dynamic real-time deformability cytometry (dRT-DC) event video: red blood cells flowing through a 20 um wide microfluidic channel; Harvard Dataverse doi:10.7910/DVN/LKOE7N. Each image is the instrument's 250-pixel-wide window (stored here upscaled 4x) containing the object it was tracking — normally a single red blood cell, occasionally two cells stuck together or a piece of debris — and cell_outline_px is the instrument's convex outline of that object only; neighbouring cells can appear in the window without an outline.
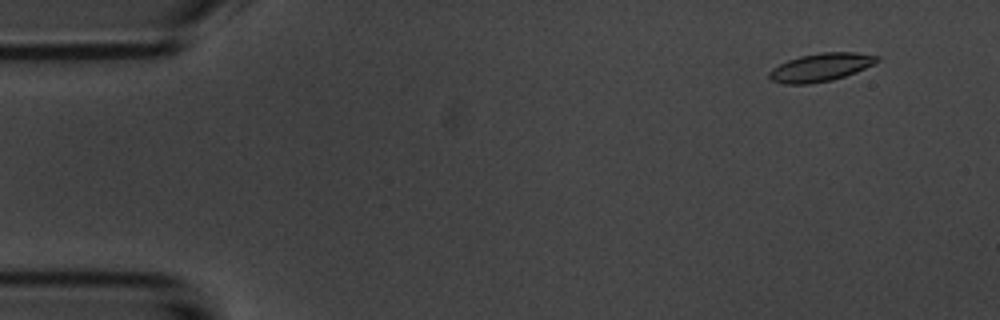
{"species": "common noctule bat (a hibernating species)", "species_latin": "Nyctalus noctula", "temperature_condition": "room temperature", "stored_images_in_passage": 5, "camera_frame_rate_fps": 3000, "um_per_image_px": 0.085, "animal": {"sex": "male", "body_mass_g": 20.1, "forearm_length_mm": 53.5}, "frame": {"image": 1, "passage_image": 2, "time_ms": 1.0, "image_size_px": [1000, 320], "cell_outline_px": [[880, 60], [856, 72], [832, 80], [808, 84], [784, 84], [772, 80], [768, 76], [768, 72], [772, 68], [788, 60], [800, 56], [820, 52], [856, 52], [880, 56]], "centroid_in_image_um": [69.75, 5.71], "position_along_channel_um": 15.2, "area_um2": 17.63}}
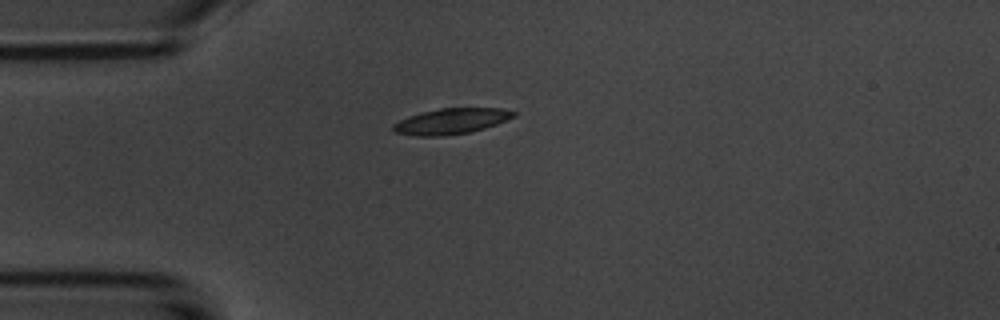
{"frame": {"image": 2, "passage_image": 5, "time_ms": 4.333, "image_size_px": [1000, 320], "cell_outline_px": [[516, 116], [496, 124], [472, 132], [444, 136], [416, 136], [396, 132], [392, 128], [392, 124], [408, 116], [440, 108], [500, 108], [516, 112]], "centroid_in_image_um": [38.36, 10.31], "position_along_channel_um": 46.6, "area_um2": 17.98}}